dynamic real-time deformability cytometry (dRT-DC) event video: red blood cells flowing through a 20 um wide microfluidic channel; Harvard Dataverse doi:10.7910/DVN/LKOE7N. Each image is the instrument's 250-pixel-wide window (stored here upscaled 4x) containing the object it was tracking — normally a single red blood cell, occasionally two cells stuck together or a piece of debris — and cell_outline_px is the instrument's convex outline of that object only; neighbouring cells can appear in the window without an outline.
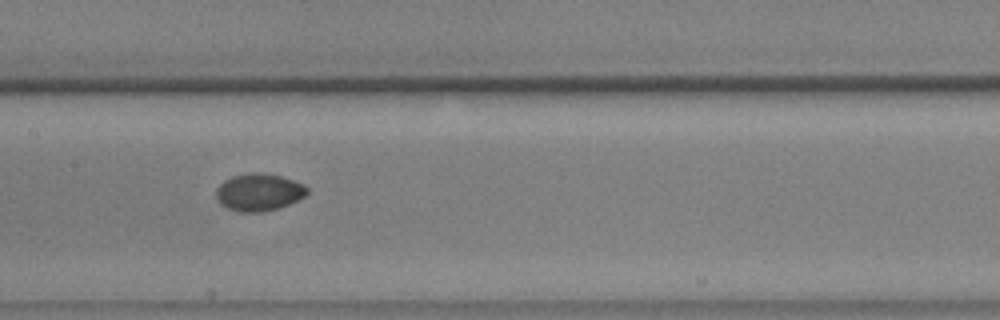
{"species": "common noctule bat (a hibernating species)", "species_latin": "Nyctalus noctula", "temperature_condition": "warm", "stored_images_in_passage": 34, "camera_frame_rate_fps": 3000, "um_per_image_px": 0.085, "animal": {"sex": "male", "body_mass_g": 17.9, "forearm_length_mm": 54.2}, "frame": {"image": 1, "passage_image": 11, "time_ms": 3.333, "image_size_px": [1000, 320], "cell_outline_px": [[308, 192], [304, 196], [280, 208], [264, 212], [240, 212], [228, 208], [220, 204], [216, 200], [216, 188], [224, 180], [232, 176], [252, 172], [260, 172], [280, 176], [304, 184], [308, 188]], "centroid_in_image_um": [21.98, 16.34], "position_along_channel_um": 185.4, "area_um2": 19.88}}
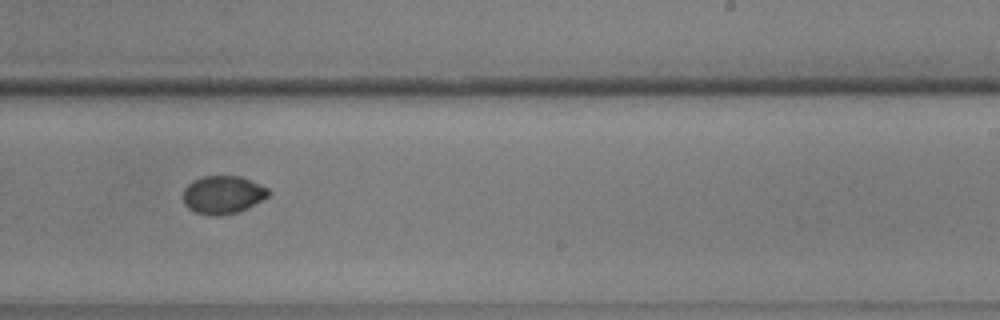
{"frame": {"image": 2, "passage_image": 18, "time_ms": 5.667, "image_size_px": [1000, 320], "cell_outline_px": [[272, 192], [268, 196], [248, 208], [240, 212], [220, 216], [208, 216], [196, 212], [188, 208], [184, 204], [184, 188], [192, 180], [204, 176], [240, 176], [268, 188]], "centroid_in_image_um": [18.94, 16.57], "position_along_channel_um": 270.1, "area_um2": 19.07}}
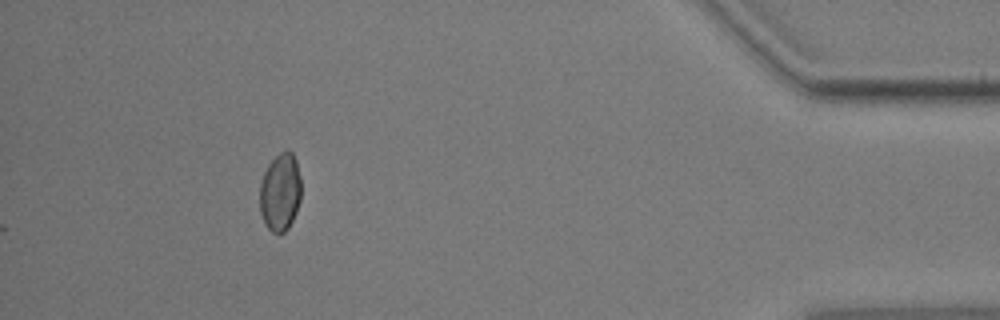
{"frame": {"image": 3, "passage_image": 34, "time_ms": 11.0, "image_size_px": [1000, 320], "cell_outline_px": [[300, 200], [296, 212], [288, 228], [284, 232], [272, 232], [264, 224], [260, 212], [260, 184], [264, 172], [268, 164], [284, 148], [288, 148], [292, 152], [296, 160], [300, 176]], "centroid_in_image_um": [23.81, 16.3], "position_along_channel_um": 411.4, "area_um2": 18.9}, "authors_computed_cell_mechanics": {"area_um2": 19.2474, "velocity_mm_per_s": 3.6406, "shape_relaxation_time_tau1_ms": 11.0839, "shape_relaxation_time_tau2_ms": 1.7705, "deformation_change_tau1": 0.1691, "deformation_change_tau2": 0.0274}}